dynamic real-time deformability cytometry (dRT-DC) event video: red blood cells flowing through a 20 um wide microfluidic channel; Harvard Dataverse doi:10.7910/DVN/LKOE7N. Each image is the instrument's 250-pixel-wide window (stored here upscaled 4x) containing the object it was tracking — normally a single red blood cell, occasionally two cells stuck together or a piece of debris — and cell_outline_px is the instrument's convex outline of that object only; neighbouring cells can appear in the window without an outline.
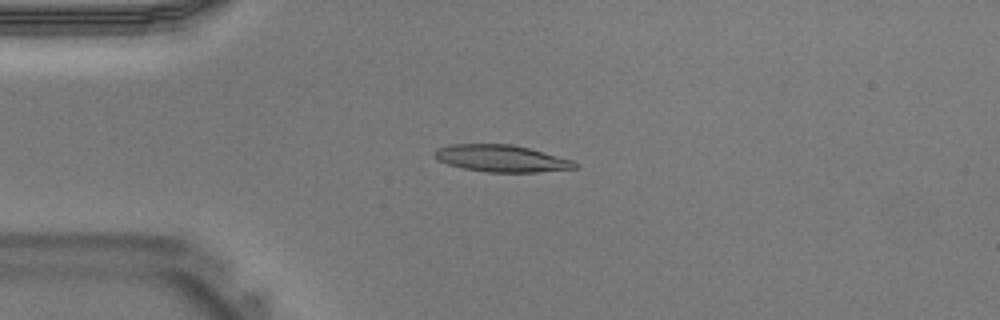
{"species": "Egyptian fruit bat (a non-hibernating species)", "species_latin": "Rousettus aegyptiacus", "temperature_condition": "warm", "stored_images_in_passage": 40, "camera_frame_rate_fps": 3000, "um_per_image_px": 0.085, "animal": {"sex": "male"}, "frame": {"image": 1, "passage_image": 9, "time_ms": 2.667, "image_size_px": [1000, 320], "cell_outline_px": [[580, 164], [576, 168], [536, 172], [488, 172], [464, 168], [448, 164], [436, 160], [432, 156], [432, 152], [436, 148], [448, 144], [512, 144], [528, 148], [572, 160]], "centroid_in_image_um": [42.55, 13.46], "position_along_channel_um": 42.5, "area_um2": 22.08}}
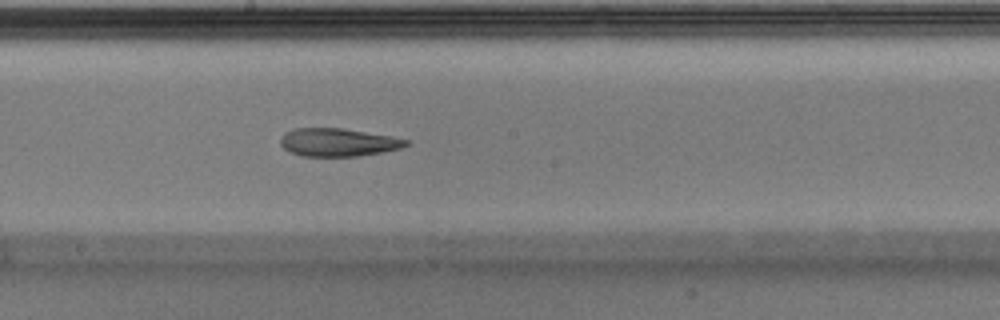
{"frame": {"image": 2, "passage_image": 21, "time_ms": 6.667, "image_size_px": [1000, 320], "cell_outline_px": [[408, 144], [400, 148], [384, 152], [360, 156], [300, 156], [288, 152], [280, 144], [280, 140], [284, 132], [292, 128], [344, 128], [392, 136], [408, 140]], "centroid_in_image_um": [28.7, 12.09], "position_along_channel_um": 219.5, "area_um2": 20.75}}
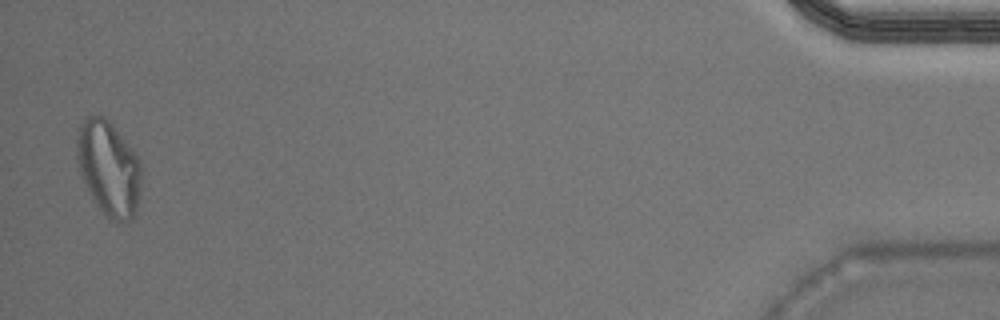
{"frame": {"image": 3, "passage_image": 39, "time_ms": 12.667, "image_size_px": [1000, 320], "cell_outline_px": [[140, 184], [136, 208], [132, 216], [124, 224], [108, 220], [92, 200], [80, 172], [76, 156], [76, 128], [88, 116], [104, 116], [112, 124], [132, 148], [140, 160]], "centroid_in_image_um": [9.2, 14.3], "position_along_channel_um": 426.0, "area_um2": 35.84}}